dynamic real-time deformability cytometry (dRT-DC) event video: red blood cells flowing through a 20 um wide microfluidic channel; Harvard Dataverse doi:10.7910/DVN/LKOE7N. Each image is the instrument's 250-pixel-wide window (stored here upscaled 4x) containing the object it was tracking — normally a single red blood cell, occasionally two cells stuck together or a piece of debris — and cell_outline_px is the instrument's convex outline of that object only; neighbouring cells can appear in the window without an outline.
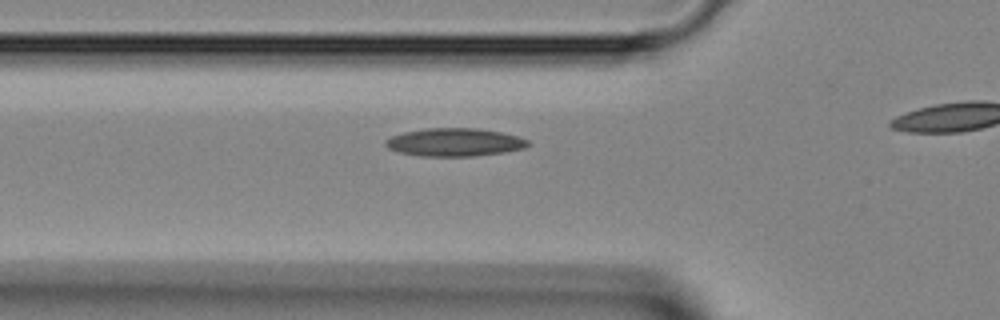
{"species": "Egyptian fruit bat (a non-hibernating species)", "species_latin": "Rousettus aegyptiacus", "temperature_condition": "room temperature", "stored_images_in_passage": 18, "camera_frame_rate_fps": 3000, "um_per_image_px": 0.085, "animal": {"sex": "female"}, "frame": {"image": 1, "passage_image": 11, "time_ms": 3.333, "image_size_px": [1000, 320], "cell_outline_px": [[532, 144], [524, 148], [504, 152], [472, 156], [420, 156], [400, 152], [388, 148], [384, 144], [384, 140], [392, 136], [404, 132], [424, 128], [476, 128], [500, 132], [516, 136], [528, 140]], "centroid_in_image_um": [38.62, 12.09], "position_along_channel_um": 87.2, "area_um2": 23.24}}
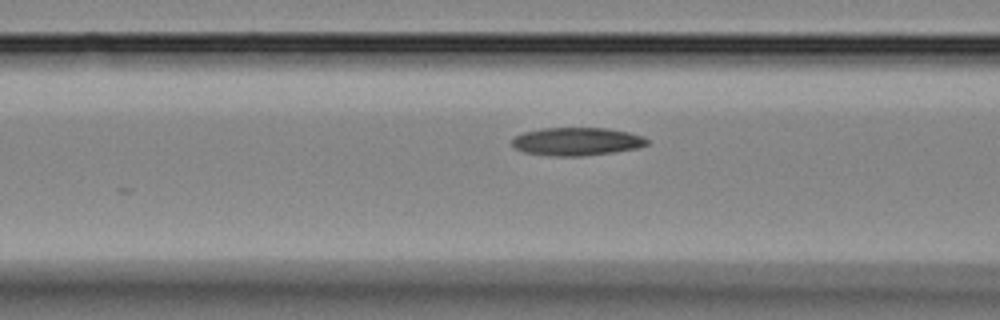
{"frame": {"image": 2, "passage_image": 13, "time_ms": 4.0, "image_size_px": [1000, 320], "cell_outline_px": [[648, 144], [636, 148], [612, 152], [584, 156], [548, 156], [524, 152], [516, 148], [512, 144], [512, 140], [516, 136], [524, 132], [544, 128], [604, 128], [628, 132], [644, 136], [648, 140]], "centroid_in_image_um": [49.02, 12.03], "position_along_channel_um": 117.6, "area_um2": 21.96}}
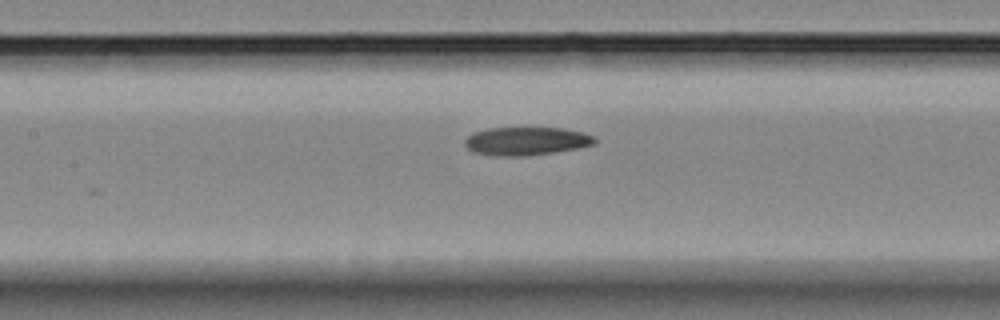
{"frame": {"image": 3, "passage_image": 16, "time_ms": 5.0, "image_size_px": [1000, 320], "cell_outline_px": [[596, 144], [580, 148], [556, 152], [524, 156], [496, 156], [472, 152], [464, 144], [464, 140], [468, 136], [476, 132], [488, 128], [564, 128], [584, 132], [596, 136]], "centroid_in_image_um": [44.79, 12.0], "position_along_channel_um": 162.6, "area_um2": 21.62}}